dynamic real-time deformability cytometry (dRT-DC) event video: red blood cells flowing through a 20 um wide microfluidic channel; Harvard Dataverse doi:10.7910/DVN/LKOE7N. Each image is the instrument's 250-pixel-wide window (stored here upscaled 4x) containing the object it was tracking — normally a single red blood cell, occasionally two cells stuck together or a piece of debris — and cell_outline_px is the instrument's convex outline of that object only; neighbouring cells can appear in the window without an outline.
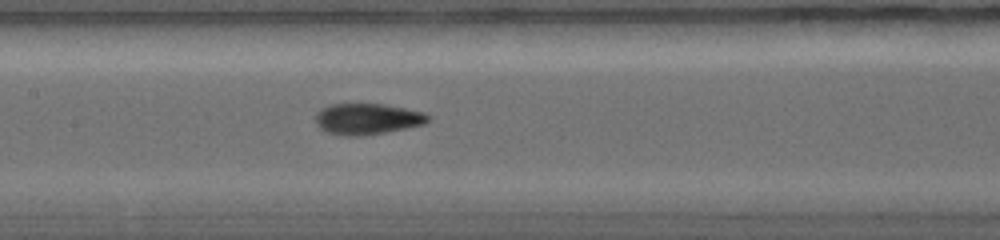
{"species": "common noctule bat (a hibernating species)", "species_latin": "Nyctalus noctula", "temperature_condition": "warm", "stored_images_in_passage": 8, "camera_frame_rate_fps": 5000, "um_per_image_px": 0.085, "animal": {"sex": "female", "body_mass_g": 19.0, "forearm_length_mm": 56.7}, "frame": {"image": 1, "passage_image": 8, "time_ms": 4.6, "image_size_px": [1000, 240], "cell_outline_px": [[432, 116], [424, 124], [384, 132], [360, 136], [344, 136], [324, 132], [316, 124], [316, 112], [320, 108], [332, 104], [384, 104], [424, 112]], "centroid_in_image_um": [31.18, 10.11], "position_along_channel_um": 176.2, "area_um2": 20.4}}